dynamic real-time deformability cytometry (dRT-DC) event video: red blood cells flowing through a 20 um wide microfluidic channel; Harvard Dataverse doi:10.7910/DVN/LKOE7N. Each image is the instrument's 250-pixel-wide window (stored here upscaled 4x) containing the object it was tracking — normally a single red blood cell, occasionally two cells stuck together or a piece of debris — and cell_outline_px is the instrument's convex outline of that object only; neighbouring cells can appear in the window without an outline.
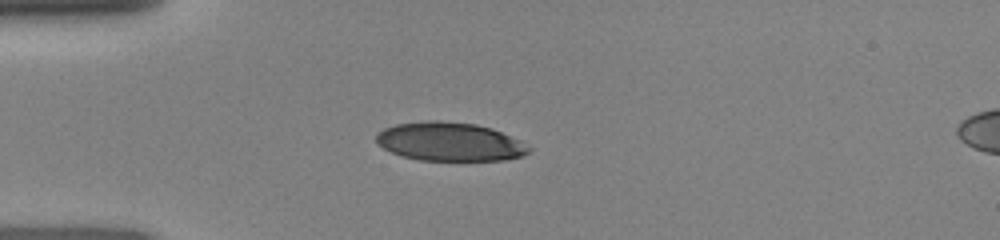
{"species": "human", "species_latin": "Homo sapiens", "temperature_condition": "room temperature", "stored_images_in_passage": 36, "camera_frame_rate_fps": 3000, "um_per_image_px": 0.085, "donor": {"sex": "female"}, "frame": {"image": 1, "passage_image": 1, "time_ms": 0.0, "image_size_px": [1000, 240], "cell_outline_px": [[532, 148], [524, 156], [504, 160], [420, 160], [404, 156], [392, 152], [384, 148], [376, 140], [376, 136], [384, 128], [396, 124], [428, 120], [436, 120], [476, 124], [492, 128]], "centroid_in_image_um": [38.22, 12.04], "position_along_channel_um": 46.8, "area_um2": 33.93}}
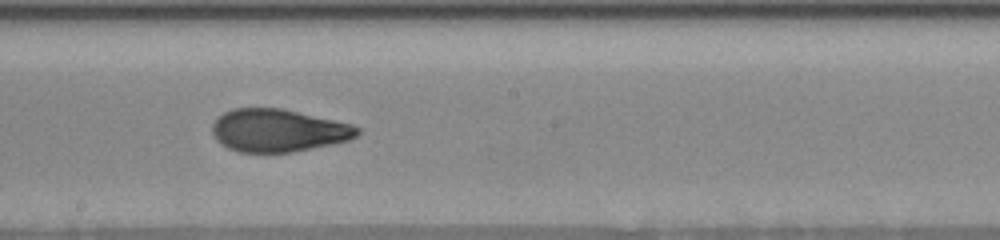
{"frame": {"image": 2, "passage_image": 15, "time_ms": 4.667, "image_size_px": [1000, 240], "cell_outline_px": [[360, 132], [356, 136], [348, 140], [332, 144], [292, 152], [240, 152], [228, 148], [220, 144], [216, 140], [212, 132], [212, 124], [224, 112], [232, 108], [280, 108], [352, 124], [360, 128]], "centroid_in_image_um": [23.63, 11.09], "position_along_channel_um": 224.6, "area_um2": 35.95}}
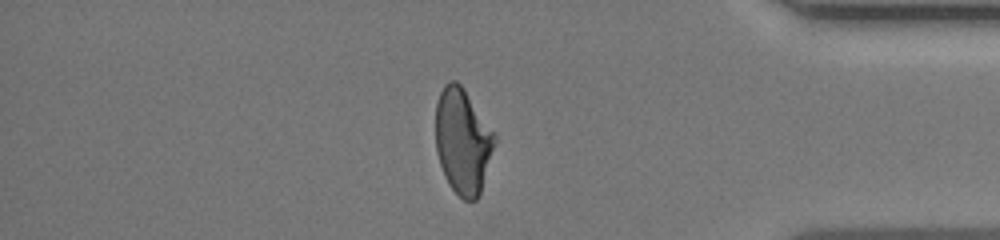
{"frame": {"image": 3, "passage_image": 29, "time_ms": 9.333, "image_size_px": [1000, 240], "cell_outline_px": [[496, 140], [480, 196], [476, 200], [464, 200], [448, 184], [444, 176], [436, 152], [436, 104], [440, 92], [444, 84], [448, 80], [456, 80], [464, 88], [496, 136]], "centroid_in_image_um": [39.32, 12.0], "position_along_channel_um": 395.9, "area_um2": 36.24}}